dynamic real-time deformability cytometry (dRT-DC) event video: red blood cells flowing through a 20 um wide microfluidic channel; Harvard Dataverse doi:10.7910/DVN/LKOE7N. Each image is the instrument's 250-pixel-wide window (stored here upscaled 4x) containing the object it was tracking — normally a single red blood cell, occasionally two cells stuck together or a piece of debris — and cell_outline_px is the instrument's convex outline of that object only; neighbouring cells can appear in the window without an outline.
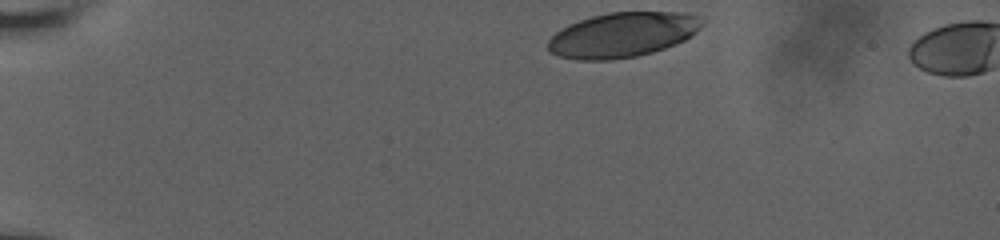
{"species": "human", "species_latin": "Homo sapiens", "temperature_condition": "room temperature", "stored_images_in_passage": 8, "camera_frame_rate_fps": 3000, "um_per_image_px": 0.085, "donor": {"sex": "male"}, "frame": {"image": 1, "passage_image": 1, "time_ms": 0.0, "image_size_px": [1000, 240], "cell_outline_px": [[704, 20], [700, 28], [696, 32], [684, 40], [676, 44], [652, 52], [636, 56], [612, 60], [576, 60], [560, 56], [552, 52], [548, 48], [548, 40], [556, 32], [568, 24], [592, 16], [608, 12], [684, 12], [700, 16]], "centroid_in_image_um": [52.93, 2.95], "position_along_channel_um": 32.1, "area_um2": 40.29}}
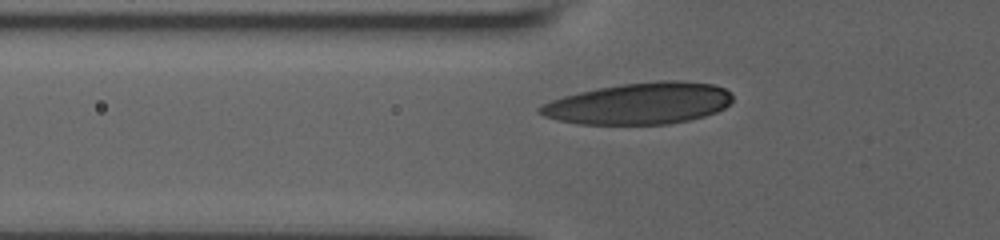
{"frame": {"image": 2, "passage_image": 7, "time_ms": 2.0, "image_size_px": [1000, 240], "cell_outline_px": [[732, 100], [724, 108], [716, 112], [704, 116], [688, 120], [668, 124], [580, 124], [556, 120], [544, 116], [536, 112], [536, 108], [552, 100], [564, 96], [580, 92], [600, 88], [624, 84], [656, 80], [680, 80], [712, 84], [724, 88], [732, 92]], "centroid_in_image_um": [54.35, 8.79], "position_along_channel_um": 71.5, "area_um2": 46.59}}